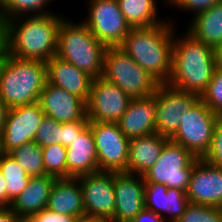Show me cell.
Masks as SVG:
<instances>
[{"instance_id": "26", "label": "cell", "mask_w": 222, "mask_h": 222, "mask_svg": "<svg viewBox=\"0 0 222 222\" xmlns=\"http://www.w3.org/2000/svg\"><path fill=\"white\" fill-rule=\"evenodd\" d=\"M121 12L131 28L150 27L165 22L160 20L155 0H117Z\"/></svg>"}, {"instance_id": "35", "label": "cell", "mask_w": 222, "mask_h": 222, "mask_svg": "<svg viewBox=\"0 0 222 222\" xmlns=\"http://www.w3.org/2000/svg\"><path fill=\"white\" fill-rule=\"evenodd\" d=\"M171 7L180 8L184 11L193 12L195 17L197 14L210 9L212 6L219 4L222 0H166Z\"/></svg>"}, {"instance_id": "11", "label": "cell", "mask_w": 222, "mask_h": 222, "mask_svg": "<svg viewBox=\"0 0 222 222\" xmlns=\"http://www.w3.org/2000/svg\"><path fill=\"white\" fill-rule=\"evenodd\" d=\"M201 99V96L180 90L169 84L156 89V132L171 138L178 130L183 114Z\"/></svg>"}, {"instance_id": "18", "label": "cell", "mask_w": 222, "mask_h": 222, "mask_svg": "<svg viewBox=\"0 0 222 222\" xmlns=\"http://www.w3.org/2000/svg\"><path fill=\"white\" fill-rule=\"evenodd\" d=\"M189 203L186 191L167 188L165 184L156 182H145V209L160 215L166 222H176Z\"/></svg>"}, {"instance_id": "36", "label": "cell", "mask_w": 222, "mask_h": 222, "mask_svg": "<svg viewBox=\"0 0 222 222\" xmlns=\"http://www.w3.org/2000/svg\"><path fill=\"white\" fill-rule=\"evenodd\" d=\"M89 125V121L62 123V145L68 147Z\"/></svg>"}, {"instance_id": "43", "label": "cell", "mask_w": 222, "mask_h": 222, "mask_svg": "<svg viewBox=\"0 0 222 222\" xmlns=\"http://www.w3.org/2000/svg\"><path fill=\"white\" fill-rule=\"evenodd\" d=\"M0 207H6V180L0 171Z\"/></svg>"}, {"instance_id": "37", "label": "cell", "mask_w": 222, "mask_h": 222, "mask_svg": "<svg viewBox=\"0 0 222 222\" xmlns=\"http://www.w3.org/2000/svg\"><path fill=\"white\" fill-rule=\"evenodd\" d=\"M31 219L34 222H75L77 217L55 213L45 208L37 214H34Z\"/></svg>"}, {"instance_id": "17", "label": "cell", "mask_w": 222, "mask_h": 222, "mask_svg": "<svg viewBox=\"0 0 222 222\" xmlns=\"http://www.w3.org/2000/svg\"><path fill=\"white\" fill-rule=\"evenodd\" d=\"M38 102L45 116L57 122L89 121L86 115V103L81 98L48 81L45 83Z\"/></svg>"}, {"instance_id": "24", "label": "cell", "mask_w": 222, "mask_h": 222, "mask_svg": "<svg viewBox=\"0 0 222 222\" xmlns=\"http://www.w3.org/2000/svg\"><path fill=\"white\" fill-rule=\"evenodd\" d=\"M56 179L51 175L31 177L27 187L11 202L10 208L20 217L31 218L47 207L50 190Z\"/></svg>"}, {"instance_id": "22", "label": "cell", "mask_w": 222, "mask_h": 222, "mask_svg": "<svg viewBox=\"0 0 222 222\" xmlns=\"http://www.w3.org/2000/svg\"><path fill=\"white\" fill-rule=\"evenodd\" d=\"M169 138L156 133L135 137L129 141L126 173L144 175L158 160Z\"/></svg>"}, {"instance_id": "13", "label": "cell", "mask_w": 222, "mask_h": 222, "mask_svg": "<svg viewBox=\"0 0 222 222\" xmlns=\"http://www.w3.org/2000/svg\"><path fill=\"white\" fill-rule=\"evenodd\" d=\"M132 98L115 84L103 77L91 83L90 96L86 103L89 121L117 123L126 112Z\"/></svg>"}, {"instance_id": "3", "label": "cell", "mask_w": 222, "mask_h": 222, "mask_svg": "<svg viewBox=\"0 0 222 222\" xmlns=\"http://www.w3.org/2000/svg\"><path fill=\"white\" fill-rule=\"evenodd\" d=\"M173 38L172 70L167 84L201 96L215 71L214 50L187 31Z\"/></svg>"}, {"instance_id": "27", "label": "cell", "mask_w": 222, "mask_h": 222, "mask_svg": "<svg viewBox=\"0 0 222 222\" xmlns=\"http://www.w3.org/2000/svg\"><path fill=\"white\" fill-rule=\"evenodd\" d=\"M0 171L6 180V207H10L11 202L27 187L31 176L9 153L0 152Z\"/></svg>"}, {"instance_id": "5", "label": "cell", "mask_w": 222, "mask_h": 222, "mask_svg": "<svg viewBox=\"0 0 222 222\" xmlns=\"http://www.w3.org/2000/svg\"><path fill=\"white\" fill-rule=\"evenodd\" d=\"M64 17L59 24L57 56L93 79L102 77L106 46L83 23Z\"/></svg>"}, {"instance_id": "40", "label": "cell", "mask_w": 222, "mask_h": 222, "mask_svg": "<svg viewBox=\"0 0 222 222\" xmlns=\"http://www.w3.org/2000/svg\"><path fill=\"white\" fill-rule=\"evenodd\" d=\"M19 218L10 207H0V222H18Z\"/></svg>"}, {"instance_id": "38", "label": "cell", "mask_w": 222, "mask_h": 222, "mask_svg": "<svg viewBox=\"0 0 222 222\" xmlns=\"http://www.w3.org/2000/svg\"><path fill=\"white\" fill-rule=\"evenodd\" d=\"M8 19L0 11V55L7 54Z\"/></svg>"}, {"instance_id": "6", "label": "cell", "mask_w": 222, "mask_h": 222, "mask_svg": "<svg viewBox=\"0 0 222 222\" xmlns=\"http://www.w3.org/2000/svg\"><path fill=\"white\" fill-rule=\"evenodd\" d=\"M102 77L131 98L149 97L160 85L119 46L106 48Z\"/></svg>"}, {"instance_id": "34", "label": "cell", "mask_w": 222, "mask_h": 222, "mask_svg": "<svg viewBox=\"0 0 222 222\" xmlns=\"http://www.w3.org/2000/svg\"><path fill=\"white\" fill-rule=\"evenodd\" d=\"M203 159L222 169V117L216 123L210 149Z\"/></svg>"}, {"instance_id": "23", "label": "cell", "mask_w": 222, "mask_h": 222, "mask_svg": "<svg viewBox=\"0 0 222 222\" xmlns=\"http://www.w3.org/2000/svg\"><path fill=\"white\" fill-rule=\"evenodd\" d=\"M46 208L55 213L77 218L85 216L83 190L79 180L77 178L56 179L50 190Z\"/></svg>"}, {"instance_id": "20", "label": "cell", "mask_w": 222, "mask_h": 222, "mask_svg": "<svg viewBox=\"0 0 222 222\" xmlns=\"http://www.w3.org/2000/svg\"><path fill=\"white\" fill-rule=\"evenodd\" d=\"M156 91L145 98H132L126 112L117 122L120 130L129 138L156 133Z\"/></svg>"}, {"instance_id": "16", "label": "cell", "mask_w": 222, "mask_h": 222, "mask_svg": "<svg viewBox=\"0 0 222 222\" xmlns=\"http://www.w3.org/2000/svg\"><path fill=\"white\" fill-rule=\"evenodd\" d=\"M186 194L192 204L221 207L222 169L199 158L193 167Z\"/></svg>"}, {"instance_id": "7", "label": "cell", "mask_w": 222, "mask_h": 222, "mask_svg": "<svg viewBox=\"0 0 222 222\" xmlns=\"http://www.w3.org/2000/svg\"><path fill=\"white\" fill-rule=\"evenodd\" d=\"M198 159L189 150L169 139L158 160L142 176L145 182H156L165 184L167 188L187 191Z\"/></svg>"}, {"instance_id": "30", "label": "cell", "mask_w": 222, "mask_h": 222, "mask_svg": "<svg viewBox=\"0 0 222 222\" xmlns=\"http://www.w3.org/2000/svg\"><path fill=\"white\" fill-rule=\"evenodd\" d=\"M45 175L67 178V151L61 144L42 147Z\"/></svg>"}, {"instance_id": "32", "label": "cell", "mask_w": 222, "mask_h": 222, "mask_svg": "<svg viewBox=\"0 0 222 222\" xmlns=\"http://www.w3.org/2000/svg\"><path fill=\"white\" fill-rule=\"evenodd\" d=\"M34 142L40 147L52 144L62 145V123L48 116H44L36 132Z\"/></svg>"}, {"instance_id": "9", "label": "cell", "mask_w": 222, "mask_h": 222, "mask_svg": "<svg viewBox=\"0 0 222 222\" xmlns=\"http://www.w3.org/2000/svg\"><path fill=\"white\" fill-rule=\"evenodd\" d=\"M88 14L82 21L106 47H117L131 30L117 0H87Z\"/></svg>"}, {"instance_id": "1", "label": "cell", "mask_w": 222, "mask_h": 222, "mask_svg": "<svg viewBox=\"0 0 222 222\" xmlns=\"http://www.w3.org/2000/svg\"><path fill=\"white\" fill-rule=\"evenodd\" d=\"M175 22L131 28L119 46L159 84H166L172 70Z\"/></svg>"}, {"instance_id": "28", "label": "cell", "mask_w": 222, "mask_h": 222, "mask_svg": "<svg viewBox=\"0 0 222 222\" xmlns=\"http://www.w3.org/2000/svg\"><path fill=\"white\" fill-rule=\"evenodd\" d=\"M31 177L45 175L42 147L34 141L25 143L9 153Z\"/></svg>"}, {"instance_id": "31", "label": "cell", "mask_w": 222, "mask_h": 222, "mask_svg": "<svg viewBox=\"0 0 222 222\" xmlns=\"http://www.w3.org/2000/svg\"><path fill=\"white\" fill-rule=\"evenodd\" d=\"M176 222H222V210L220 207L189 203Z\"/></svg>"}, {"instance_id": "39", "label": "cell", "mask_w": 222, "mask_h": 222, "mask_svg": "<svg viewBox=\"0 0 222 222\" xmlns=\"http://www.w3.org/2000/svg\"><path fill=\"white\" fill-rule=\"evenodd\" d=\"M130 222H166L160 215L153 211L143 209Z\"/></svg>"}, {"instance_id": "21", "label": "cell", "mask_w": 222, "mask_h": 222, "mask_svg": "<svg viewBox=\"0 0 222 222\" xmlns=\"http://www.w3.org/2000/svg\"><path fill=\"white\" fill-rule=\"evenodd\" d=\"M66 151L67 178L99 172L95 139L89 126L66 147Z\"/></svg>"}, {"instance_id": "41", "label": "cell", "mask_w": 222, "mask_h": 222, "mask_svg": "<svg viewBox=\"0 0 222 222\" xmlns=\"http://www.w3.org/2000/svg\"><path fill=\"white\" fill-rule=\"evenodd\" d=\"M8 111L9 107L0 97V136L5 126Z\"/></svg>"}, {"instance_id": "44", "label": "cell", "mask_w": 222, "mask_h": 222, "mask_svg": "<svg viewBox=\"0 0 222 222\" xmlns=\"http://www.w3.org/2000/svg\"><path fill=\"white\" fill-rule=\"evenodd\" d=\"M75 222H106V221L98 218L83 216V217H78Z\"/></svg>"}, {"instance_id": "4", "label": "cell", "mask_w": 222, "mask_h": 222, "mask_svg": "<svg viewBox=\"0 0 222 222\" xmlns=\"http://www.w3.org/2000/svg\"><path fill=\"white\" fill-rule=\"evenodd\" d=\"M46 81L45 61L4 55L0 66V97L9 108L37 102Z\"/></svg>"}, {"instance_id": "15", "label": "cell", "mask_w": 222, "mask_h": 222, "mask_svg": "<svg viewBox=\"0 0 222 222\" xmlns=\"http://www.w3.org/2000/svg\"><path fill=\"white\" fill-rule=\"evenodd\" d=\"M115 213L110 222H130L145 209V181L142 175L114 172Z\"/></svg>"}, {"instance_id": "10", "label": "cell", "mask_w": 222, "mask_h": 222, "mask_svg": "<svg viewBox=\"0 0 222 222\" xmlns=\"http://www.w3.org/2000/svg\"><path fill=\"white\" fill-rule=\"evenodd\" d=\"M95 139L98 170L125 172L127 169L129 141L117 123L89 121Z\"/></svg>"}, {"instance_id": "42", "label": "cell", "mask_w": 222, "mask_h": 222, "mask_svg": "<svg viewBox=\"0 0 222 222\" xmlns=\"http://www.w3.org/2000/svg\"><path fill=\"white\" fill-rule=\"evenodd\" d=\"M213 50H214L215 69L222 70V44L215 46Z\"/></svg>"}, {"instance_id": "33", "label": "cell", "mask_w": 222, "mask_h": 222, "mask_svg": "<svg viewBox=\"0 0 222 222\" xmlns=\"http://www.w3.org/2000/svg\"><path fill=\"white\" fill-rule=\"evenodd\" d=\"M201 100L218 116L222 117V70L215 69Z\"/></svg>"}, {"instance_id": "14", "label": "cell", "mask_w": 222, "mask_h": 222, "mask_svg": "<svg viewBox=\"0 0 222 222\" xmlns=\"http://www.w3.org/2000/svg\"><path fill=\"white\" fill-rule=\"evenodd\" d=\"M76 178L83 190L85 216L110 222L115 213L114 172L99 171Z\"/></svg>"}, {"instance_id": "8", "label": "cell", "mask_w": 222, "mask_h": 222, "mask_svg": "<svg viewBox=\"0 0 222 222\" xmlns=\"http://www.w3.org/2000/svg\"><path fill=\"white\" fill-rule=\"evenodd\" d=\"M182 118L178 130L170 140L189 150L195 157L203 158L210 149L214 128L220 116L200 99Z\"/></svg>"}, {"instance_id": "29", "label": "cell", "mask_w": 222, "mask_h": 222, "mask_svg": "<svg viewBox=\"0 0 222 222\" xmlns=\"http://www.w3.org/2000/svg\"><path fill=\"white\" fill-rule=\"evenodd\" d=\"M51 2L53 0H0V11L8 20L19 16L46 15L52 13L46 8Z\"/></svg>"}, {"instance_id": "25", "label": "cell", "mask_w": 222, "mask_h": 222, "mask_svg": "<svg viewBox=\"0 0 222 222\" xmlns=\"http://www.w3.org/2000/svg\"><path fill=\"white\" fill-rule=\"evenodd\" d=\"M187 32L212 48L222 44V2L191 18Z\"/></svg>"}, {"instance_id": "46", "label": "cell", "mask_w": 222, "mask_h": 222, "mask_svg": "<svg viewBox=\"0 0 222 222\" xmlns=\"http://www.w3.org/2000/svg\"><path fill=\"white\" fill-rule=\"evenodd\" d=\"M3 57H4V55H0V66H1V63L3 61Z\"/></svg>"}, {"instance_id": "19", "label": "cell", "mask_w": 222, "mask_h": 222, "mask_svg": "<svg viewBox=\"0 0 222 222\" xmlns=\"http://www.w3.org/2000/svg\"><path fill=\"white\" fill-rule=\"evenodd\" d=\"M47 64V81L87 103L93 78L72 63L54 55Z\"/></svg>"}, {"instance_id": "2", "label": "cell", "mask_w": 222, "mask_h": 222, "mask_svg": "<svg viewBox=\"0 0 222 222\" xmlns=\"http://www.w3.org/2000/svg\"><path fill=\"white\" fill-rule=\"evenodd\" d=\"M62 19L55 12L8 20L7 54L22 60L49 61L57 54Z\"/></svg>"}, {"instance_id": "45", "label": "cell", "mask_w": 222, "mask_h": 222, "mask_svg": "<svg viewBox=\"0 0 222 222\" xmlns=\"http://www.w3.org/2000/svg\"><path fill=\"white\" fill-rule=\"evenodd\" d=\"M18 222H34V221L28 217H20Z\"/></svg>"}, {"instance_id": "12", "label": "cell", "mask_w": 222, "mask_h": 222, "mask_svg": "<svg viewBox=\"0 0 222 222\" xmlns=\"http://www.w3.org/2000/svg\"><path fill=\"white\" fill-rule=\"evenodd\" d=\"M44 116L38 101L9 108L0 136V152L10 153L15 148L34 141Z\"/></svg>"}]
</instances>
